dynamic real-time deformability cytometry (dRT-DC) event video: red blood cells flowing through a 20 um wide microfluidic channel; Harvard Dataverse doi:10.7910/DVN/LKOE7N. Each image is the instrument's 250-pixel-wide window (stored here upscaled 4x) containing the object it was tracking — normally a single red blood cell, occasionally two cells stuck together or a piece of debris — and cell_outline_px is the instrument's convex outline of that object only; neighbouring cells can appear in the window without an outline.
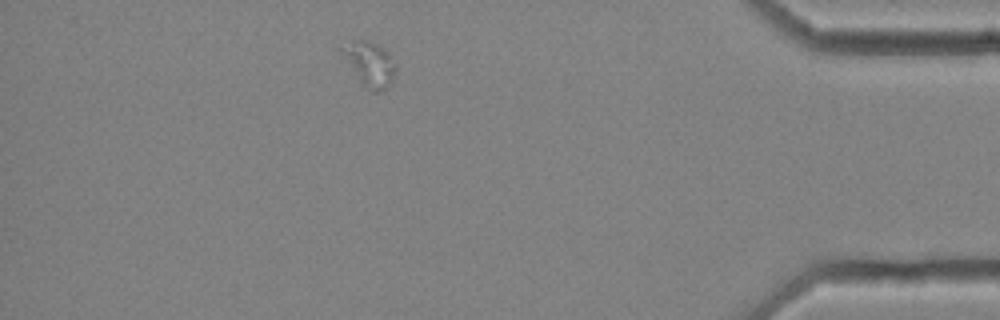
{"species": "common noctule bat (a hibernating species)", "species_latin": "Nyctalus noctula", "temperature_condition": "cold", "stored_images_in_passage": 41, "camera_frame_rate_fps": 3000, "um_per_image_px": 0.085, "animal": {"sex": "female", "body_mass_g": 25.1}, "frame": {"image": 1, "passage_image": 36, "time_ms": 11.667, "image_size_px": [1000, 320], "cell_outline_px": [[396, 76], [384, 88], [376, 92], [368, 92], [336, 48], [352, 40], [368, 40], [384, 48], [388, 52], [396, 64]], "centroid_in_image_um": [31.39, 5.41], "position_along_channel_um": 403.8, "area_um2": 14.22}}